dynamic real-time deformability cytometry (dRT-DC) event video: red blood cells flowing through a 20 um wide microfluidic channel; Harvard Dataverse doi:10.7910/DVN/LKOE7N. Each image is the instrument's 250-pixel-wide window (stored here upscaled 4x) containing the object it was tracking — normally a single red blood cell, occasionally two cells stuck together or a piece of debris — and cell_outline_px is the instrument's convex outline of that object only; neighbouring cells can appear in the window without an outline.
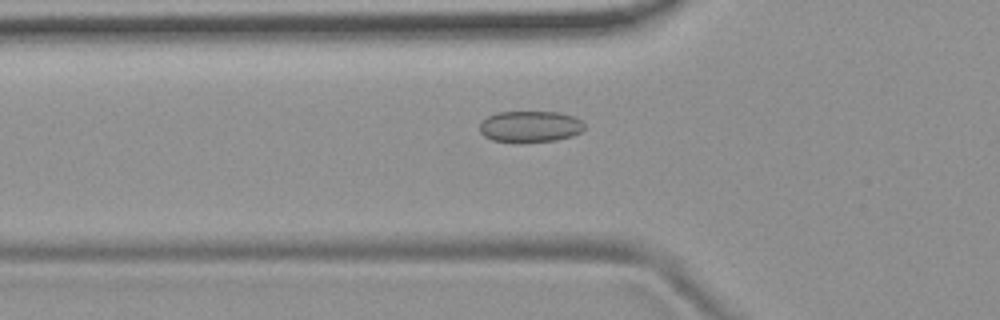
{"species": "common noctule bat (a hibernating species)", "species_latin": "Nyctalus noctula", "temperature_condition": "room temperature", "stored_images_in_passage": 55, "camera_frame_rate_fps": 3000, "um_per_image_px": 0.085, "animal": {"sex": "female", "body_mass_g": 19.9}, "frame": {"image": 1, "passage_image": 19, "time_ms": 6.0, "image_size_px": [1000, 320], "cell_outline_px": [[584, 128], [580, 132], [572, 136], [556, 140], [492, 140], [484, 136], [480, 132], [480, 124], [488, 116], [496, 112], [560, 112], [576, 116], [584, 124]], "centroid_in_image_um": [45.09, 10.71], "position_along_channel_um": 80.7, "area_um2": 18.61}}
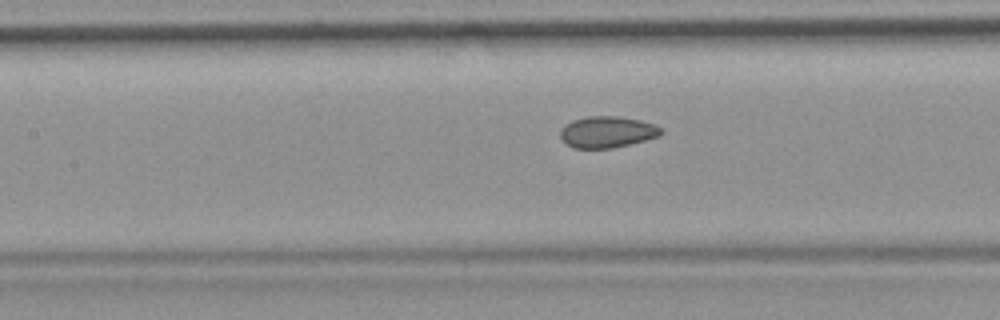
{"frame": {"image": 2, "passage_image": 25, "time_ms": 8.0, "image_size_px": [1000, 320], "cell_outline_px": [[664, 132], [660, 136], [612, 148], [572, 148], [560, 136], [560, 132], [572, 120], [588, 116], [616, 116], [640, 120], [656, 124]], "centroid_in_image_um": [51.65, 11.21], "position_along_channel_um": 155.7, "area_um2": 18.21}}
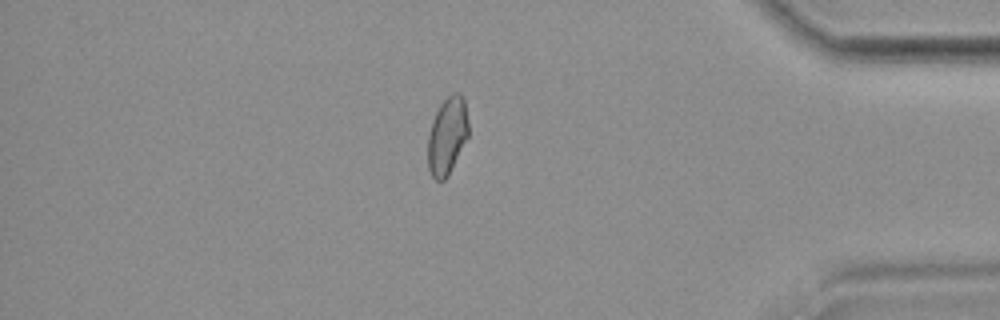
{"frame": {"image": 3, "passage_image": 47, "time_ms": 15.333, "image_size_px": [1000, 320], "cell_outline_px": [[468, 136], [448, 176], [444, 180], [436, 180], [432, 176], [428, 168], [428, 136], [432, 120], [440, 104], [452, 92], [456, 92], [464, 100], [468, 124]], "centroid_in_image_um": [38.0, 11.56], "position_along_channel_um": 397.2, "area_um2": 18.09}, "authors_computed_cell_mechanics": {"area_um2": 18.6694, "velocity_mm_per_s": 3.7264, "shape_relaxation_time_tau1_ms": null, "shape_relaxation_time_tau2_ms": 1.491, "deformation_change_tau1": null, "deformation_change_tau2": 0.0621}}